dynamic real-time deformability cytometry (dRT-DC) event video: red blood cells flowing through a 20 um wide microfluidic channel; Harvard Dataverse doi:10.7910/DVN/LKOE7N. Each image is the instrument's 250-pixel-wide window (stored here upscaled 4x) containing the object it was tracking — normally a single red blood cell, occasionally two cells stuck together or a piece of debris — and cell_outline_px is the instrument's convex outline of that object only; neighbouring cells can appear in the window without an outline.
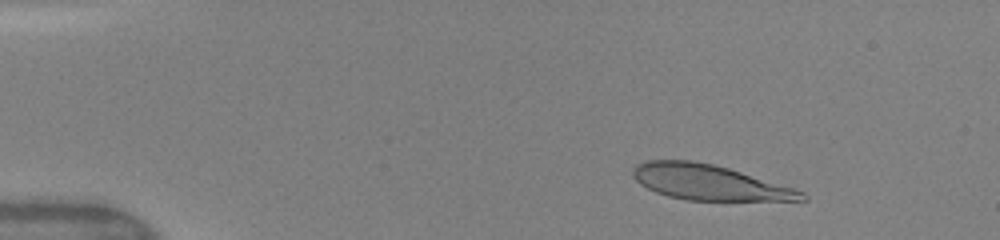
{"species": "human", "species_latin": "Homo sapiens", "temperature_condition": "warm", "stored_images_in_passage": 13, "camera_frame_rate_fps": 3000, "um_per_image_px": 0.085, "donor": {"sex": "female"}, "frame": {"image": 1, "passage_image": 3, "time_ms": 0.333, "image_size_px": [1000, 240], "cell_outline_px": [[808, 200], [688, 200], [668, 196], [656, 192], [640, 184], [632, 176], [632, 172], [636, 164], [644, 160], [692, 160], [712, 164], [728, 168], [792, 188], [804, 192], [808, 196]], "centroid_in_image_um": [60.22, 15.49], "position_along_channel_um": 24.8, "area_um2": 34.28}}
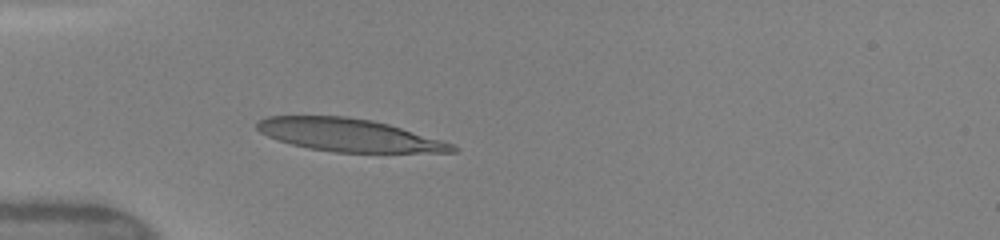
{"frame": {"image": 2, "passage_image": 12, "time_ms": 3.0, "image_size_px": [1000, 240], "cell_outline_px": [[460, 148], [456, 152], [336, 152], [308, 148], [292, 144], [268, 136], [260, 132], [256, 128], [256, 120], [268, 116], [348, 116], [372, 120], [388, 124], [440, 140], [452, 144]], "centroid_in_image_um": [29.61, 11.47], "position_along_channel_um": 55.4, "area_um2": 36.93}}